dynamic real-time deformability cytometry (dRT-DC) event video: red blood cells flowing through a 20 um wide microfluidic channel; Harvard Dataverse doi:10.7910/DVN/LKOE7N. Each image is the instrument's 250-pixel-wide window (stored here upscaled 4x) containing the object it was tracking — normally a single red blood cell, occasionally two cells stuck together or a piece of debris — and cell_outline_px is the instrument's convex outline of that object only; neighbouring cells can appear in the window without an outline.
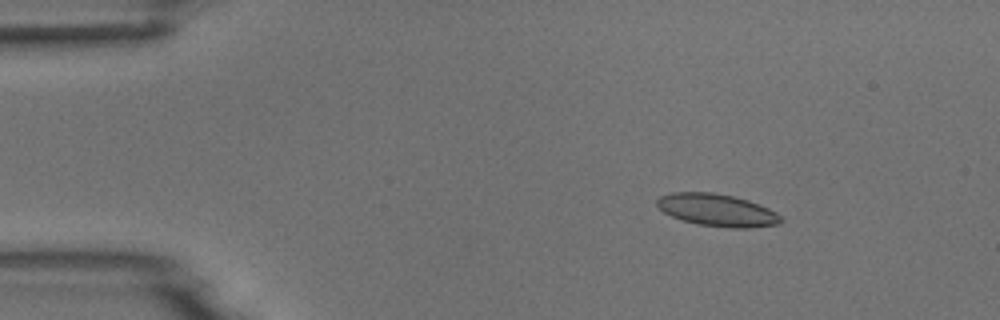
{"species": "common noctule bat (a hibernating species)", "species_latin": "Nyctalus noctula", "temperature_condition": "room temperature", "stored_images_in_passage": 3, "camera_frame_rate_fps": 3000, "um_per_image_px": 0.085, "animal": {"sex": "male", "body_mass_g": 18.8}, "frame": {"image": 1, "passage_image": 2, "time_ms": 1.333, "image_size_px": [1000, 320], "cell_outline_px": [[784, 220], [776, 224], [748, 228], [732, 228], [696, 224], [672, 216], [664, 212], [656, 204], [656, 200], [660, 196], [672, 192], [712, 192], [732, 196], [748, 200], [768, 208], [776, 212]], "centroid_in_image_um": [60.94, 17.85], "position_along_channel_um": 24.1, "area_um2": 23.18}}